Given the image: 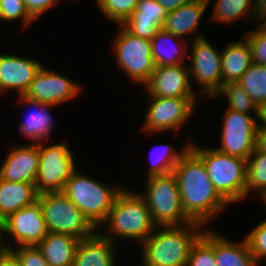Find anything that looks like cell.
<instances>
[{"instance_id":"cell-44","label":"cell","mask_w":266,"mask_h":266,"mask_svg":"<svg viewBox=\"0 0 266 266\" xmlns=\"http://www.w3.org/2000/svg\"><path fill=\"white\" fill-rule=\"evenodd\" d=\"M263 30L266 31V16L263 17L258 23H257Z\"/></svg>"},{"instance_id":"cell-39","label":"cell","mask_w":266,"mask_h":266,"mask_svg":"<svg viewBox=\"0 0 266 266\" xmlns=\"http://www.w3.org/2000/svg\"><path fill=\"white\" fill-rule=\"evenodd\" d=\"M0 266H21V263L11 250L1 248Z\"/></svg>"},{"instance_id":"cell-21","label":"cell","mask_w":266,"mask_h":266,"mask_svg":"<svg viewBox=\"0 0 266 266\" xmlns=\"http://www.w3.org/2000/svg\"><path fill=\"white\" fill-rule=\"evenodd\" d=\"M118 247L96 231L92 236L80 239L73 266H116Z\"/></svg>"},{"instance_id":"cell-13","label":"cell","mask_w":266,"mask_h":266,"mask_svg":"<svg viewBox=\"0 0 266 266\" xmlns=\"http://www.w3.org/2000/svg\"><path fill=\"white\" fill-rule=\"evenodd\" d=\"M219 147L222 153L247 160L256 148L259 119L251 114L224 109Z\"/></svg>"},{"instance_id":"cell-16","label":"cell","mask_w":266,"mask_h":266,"mask_svg":"<svg viewBox=\"0 0 266 266\" xmlns=\"http://www.w3.org/2000/svg\"><path fill=\"white\" fill-rule=\"evenodd\" d=\"M0 52V94L15 91L17 97L29 89L43 63L26 56ZM17 91V92H16Z\"/></svg>"},{"instance_id":"cell-5","label":"cell","mask_w":266,"mask_h":266,"mask_svg":"<svg viewBox=\"0 0 266 266\" xmlns=\"http://www.w3.org/2000/svg\"><path fill=\"white\" fill-rule=\"evenodd\" d=\"M191 141L190 148L203 160L207 174L217 192L229 203L245 200L246 163L240 157Z\"/></svg>"},{"instance_id":"cell-31","label":"cell","mask_w":266,"mask_h":266,"mask_svg":"<svg viewBox=\"0 0 266 266\" xmlns=\"http://www.w3.org/2000/svg\"><path fill=\"white\" fill-rule=\"evenodd\" d=\"M238 83L261 108L266 104V66L252 63Z\"/></svg>"},{"instance_id":"cell-36","label":"cell","mask_w":266,"mask_h":266,"mask_svg":"<svg viewBox=\"0 0 266 266\" xmlns=\"http://www.w3.org/2000/svg\"><path fill=\"white\" fill-rule=\"evenodd\" d=\"M255 26V29L247 30L242 36L246 38L250 45L252 62L266 66V31L258 24H255Z\"/></svg>"},{"instance_id":"cell-12","label":"cell","mask_w":266,"mask_h":266,"mask_svg":"<svg viewBox=\"0 0 266 266\" xmlns=\"http://www.w3.org/2000/svg\"><path fill=\"white\" fill-rule=\"evenodd\" d=\"M189 43L188 70L192 87L198 85L201 96L213 98L222 87L221 54L206 37ZM190 62V63H189ZM193 78V79H192ZM194 82V83H193Z\"/></svg>"},{"instance_id":"cell-8","label":"cell","mask_w":266,"mask_h":266,"mask_svg":"<svg viewBox=\"0 0 266 266\" xmlns=\"http://www.w3.org/2000/svg\"><path fill=\"white\" fill-rule=\"evenodd\" d=\"M47 229L51 233L68 234L78 239L92 236L97 229L83 213L62 193L38 195Z\"/></svg>"},{"instance_id":"cell-2","label":"cell","mask_w":266,"mask_h":266,"mask_svg":"<svg viewBox=\"0 0 266 266\" xmlns=\"http://www.w3.org/2000/svg\"><path fill=\"white\" fill-rule=\"evenodd\" d=\"M102 226L105 227L103 231L101 230ZM99 228L101 229H97V231L116 245L119 242L118 239L121 238V240L135 241L137 242L135 245L137 244L139 247L157 226L139 191L124 186L118 193L106 220Z\"/></svg>"},{"instance_id":"cell-9","label":"cell","mask_w":266,"mask_h":266,"mask_svg":"<svg viewBox=\"0 0 266 266\" xmlns=\"http://www.w3.org/2000/svg\"><path fill=\"white\" fill-rule=\"evenodd\" d=\"M39 167L35 182L38 195L62 192L76 166L75 153L66 142L39 143Z\"/></svg>"},{"instance_id":"cell-7","label":"cell","mask_w":266,"mask_h":266,"mask_svg":"<svg viewBox=\"0 0 266 266\" xmlns=\"http://www.w3.org/2000/svg\"><path fill=\"white\" fill-rule=\"evenodd\" d=\"M112 41L115 65L136 85H145L155 70L151 40L129 33L122 25Z\"/></svg>"},{"instance_id":"cell-11","label":"cell","mask_w":266,"mask_h":266,"mask_svg":"<svg viewBox=\"0 0 266 266\" xmlns=\"http://www.w3.org/2000/svg\"><path fill=\"white\" fill-rule=\"evenodd\" d=\"M48 233L41 205L36 200L10 214L0 223L1 247L10 250L16 246H36Z\"/></svg>"},{"instance_id":"cell-15","label":"cell","mask_w":266,"mask_h":266,"mask_svg":"<svg viewBox=\"0 0 266 266\" xmlns=\"http://www.w3.org/2000/svg\"><path fill=\"white\" fill-rule=\"evenodd\" d=\"M187 64L155 67L148 82L143 86L146 96L164 98L199 97L191 85ZM196 91V93L194 92Z\"/></svg>"},{"instance_id":"cell-33","label":"cell","mask_w":266,"mask_h":266,"mask_svg":"<svg viewBox=\"0 0 266 266\" xmlns=\"http://www.w3.org/2000/svg\"><path fill=\"white\" fill-rule=\"evenodd\" d=\"M139 0H98L97 9L112 23L121 25L134 12Z\"/></svg>"},{"instance_id":"cell-40","label":"cell","mask_w":266,"mask_h":266,"mask_svg":"<svg viewBox=\"0 0 266 266\" xmlns=\"http://www.w3.org/2000/svg\"><path fill=\"white\" fill-rule=\"evenodd\" d=\"M266 16V0H255L254 4V20L257 24L263 17Z\"/></svg>"},{"instance_id":"cell-20","label":"cell","mask_w":266,"mask_h":266,"mask_svg":"<svg viewBox=\"0 0 266 266\" xmlns=\"http://www.w3.org/2000/svg\"><path fill=\"white\" fill-rule=\"evenodd\" d=\"M167 15L157 0H139L133 14L121 25L132 35L151 40L163 28Z\"/></svg>"},{"instance_id":"cell-32","label":"cell","mask_w":266,"mask_h":266,"mask_svg":"<svg viewBox=\"0 0 266 266\" xmlns=\"http://www.w3.org/2000/svg\"><path fill=\"white\" fill-rule=\"evenodd\" d=\"M215 228H206L193 244L187 266H217L215 260Z\"/></svg>"},{"instance_id":"cell-30","label":"cell","mask_w":266,"mask_h":266,"mask_svg":"<svg viewBox=\"0 0 266 266\" xmlns=\"http://www.w3.org/2000/svg\"><path fill=\"white\" fill-rule=\"evenodd\" d=\"M266 191V152L257 147L248 157L246 163L245 199L251 193L258 197Z\"/></svg>"},{"instance_id":"cell-41","label":"cell","mask_w":266,"mask_h":266,"mask_svg":"<svg viewBox=\"0 0 266 266\" xmlns=\"http://www.w3.org/2000/svg\"><path fill=\"white\" fill-rule=\"evenodd\" d=\"M192 0H157V2L166 9L167 12L173 11L180 7L181 5H184L185 3H188Z\"/></svg>"},{"instance_id":"cell-27","label":"cell","mask_w":266,"mask_h":266,"mask_svg":"<svg viewBox=\"0 0 266 266\" xmlns=\"http://www.w3.org/2000/svg\"><path fill=\"white\" fill-rule=\"evenodd\" d=\"M206 1L209 6L211 0ZM254 4L255 0H215L212 7L213 10H211V16L209 17L210 19L208 21L210 23L217 22L223 26L234 25L235 22L240 19H243V22L245 19L253 21Z\"/></svg>"},{"instance_id":"cell-45","label":"cell","mask_w":266,"mask_h":266,"mask_svg":"<svg viewBox=\"0 0 266 266\" xmlns=\"http://www.w3.org/2000/svg\"><path fill=\"white\" fill-rule=\"evenodd\" d=\"M259 199L262 200L261 202L264 204L265 208H266V191L263 192L260 196Z\"/></svg>"},{"instance_id":"cell-42","label":"cell","mask_w":266,"mask_h":266,"mask_svg":"<svg viewBox=\"0 0 266 266\" xmlns=\"http://www.w3.org/2000/svg\"><path fill=\"white\" fill-rule=\"evenodd\" d=\"M256 147L266 152V125H258Z\"/></svg>"},{"instance_id":"cell-38","label":"cell","mask_w":266,"mask_h":266,"mask_svg":"<svg viewBox=\"0 0 266 266\" xmlns=\"http://www.w3.org/2000/svg\"><path fill=\"white\" fill-rule=\"evenodd\" d=\"M60 1L62 2V0H23L26 10L34 20L52 10L55 5L58 6Z\"/></svg>"},{"instance_id":"cell-26","label":"cell","mask_w":266,"mask_h":266,"mask_svg":"<svg viewBox=\"0 0 266 266\" xmlns=\"http://www.w3.org/2000/svg\"><path fill=\"white\" fill-rule=\"evenodd\" d=\"M215 260L217 266H260L245 238L235 242L218 231H215Z\"/></svg>"},{"instance_id":"cell-37","label":"cell","mask_w":266,"mask_h":266,"mask_svg":"<svg viewBox=\"0 0 266 266\" xmlns=\"http://www.w3.org/2000/svg\"><path fill=\"white\" fill-rule=\"evenodd\" d=\"M10 250L17 256L21 266H50L37 245L16 246Z\"/></svg>"},{"instance_id":"cell-6","label":"cell","mask_w":266,"mask_h":266,"mask_svg":"<svg viewBox=\"0 0 266 266\" xmlns=\"http://www.w3.org/2000/svg\"><path fill=\"white\" fill-rule=\"evenodd\" d=\"M145 180V191L139 193L145 199L156 226H181L193 222L184 212L173 172Z\"/></svg>"},{"instance_id":"cell-17","label":"cell","mask_w":266,"mask_h":266,"mask_svg":"<svg viewBox=\"0 0 266 266\" xmlns=\"http://www.w3.org/2000/svg\"><path fill=\"white\" fill-rule=\"evenodd\" d=\"M8 150L0 161V178L15 183H35L39 167L38 144L13 145Z\"/></svg>"},{"instance_id":"cell-18","label":"cell","mask_w":266,"mask_h":266,"mask_svg":"<svg viewBox=\"0 0 266 266\" xmlns=\"http://www.w3.org/2000/svg\"><path fill=\"white\" fill-rule=\"evenodd\" d=\"M207 8L206 0H192L185 3L177 9L168 12L163 29L187 41L191 38L192 41L204 38L199 29L202 16L206 13L205 10Z\"/></svg>"},{"instance_id":"cell-43","label":"cell","mask_w":266,"mask_h":266,"mask_svg":"<svg viewBox=\"0 0 266 266\" xmlns=\"http://www.w3.org/2000/svg\"><path fill=\"white\" fill-rule=\"evenodd\" d=\"M258 125H266V104L260 108V118Z\"/></svg>"},{"instance_id":"cell-4","label":"cell","mask_w":266,"mask_h":266,"mask_svg":"<svg viewBox=\"0 0 266 266\" xmlns=\"http://www.w3.org/2000/svg\"><path fill=\"white\" fill-rule=\"evenodd\" d=\"M122 185L121 183L106 185L81 173L77 168L66 182L62 193L96 229H99L106 220L118 193L123 189Z\"/></svg>"},{"instance_id":"cell-34","label":"cell","mask_w":266,"mask_h":266,"mask_svg":"<svg viewBox=\"0 0 266 266\" xmlns=\"http://www.w3.org/2000/svg\"><path fill=\"white\" fill-rule=\"evenodd\" d=\"M0 14L1 22L10 24L18 19L21 20L23 29L35 22L26 10L23 0H0Z\"/></svg>"},{"instance_id":"cell-10","label":"cell","mask_w":266,"mask_h":266,"mask_svg":"<svg viewBox=\"0 0 266 266\" xmlns=\"http://www.w3.org/2000/svg\"><path fill=\"white\" fill-rule=\"evenodd\" d=\"M148 97L145 118L141 131L151 136L164 132H173L176 135L180 128L194 116L197 107V97L164 98ZM149 133V134H148Z\"/></svg>"},{"instance_id":"cell-3","label":"cell","mask_w":266,"mask_h":266,"mask_svg":"<svg viewBox=\"0 0 266 266\" xmlns=\"http://www.w3.org/2000/svg\"><path fill=\"white\" fill-rule=\"evenodd\" d=\"M205 230L206 227L197 222L157 226L139 247L140 266H187L190 250Z\"/></svg>"},{"instance_id":"cell-19","label":"cell","mask_w":266,"mask_h":266,"mask_svg":"<svg viewBox=\"0 0 266 266\" xmlns=\"http://www.w3.org/2000/svg\"><path fill=\"white\" fill-rule=\"evenodd\" d=\"M22 105L31 107L26 113L23 120L19 124V132L24 135L29 144L48 143L52 138L53 126L55 121L53 115L48 111L55 105H46L35 100H31L24 95H20L18 100ZM30 111V112H29ZM31 141V142H30Z\"/></svg>"},{"instance_id":"cell-28","label":"cell","mask_w":266,"mask_h":266,"mask_svg":"<svg viewBox=\"0 0 266 266\" xmlns=\"http://www.w3.org/2000/svg\"><path fill=\"white\" fill-rule=\"evenodd\" d=\"M191 140L186 142L182 149L179 151L173 145L160 144L153 147V152H150L149 162L150 165L146 169L147 174L145 178L150 176L164 175L173 172L174 167L177 165L182 156L190 148Z\"/></svg>"},{"instance_id":"cell-23","label":"cell","mask_w":266,"mask_h":266,"mask_svg":"<svg viewBox=\"0 0 266 266\" xmlns=\"http://www.w3.org/2000/svg\"><path fill=\"white\" fill-rule=\"evenodd\" d=\"M189 42L165 31L163 28L151 39L152 57L155 67L186 64Z\"/></svg>"},{"instance_id":"cell-24","label":"cell","mask_w":266,"mask_h":266,"mask_svg":"<svg viewBox=\"0 0 266 266\" xmlns=\"http://www.w3.org/2000/svg\"><path fill=\"white\" fill-rule=\"evenodd\" d=\"M37 197L35 183H15L0 178V223L10 214L33 204Z\"/></svg>"},{"instance_id":"cell-29","label":"cell","mask_w":266,"mask_h":266,"mask_svg":"<svg viewBox=\"0 0 266 266\" xmlns=\"http://www.w3.org/2000/svg\"><path fill=\"white\" fill-rule=\"evenodd\" d=\"M218 97L226 99L228 103L225 108L226 110L253 114L258 119L260 118L259 106L250 98L238 82L224 83L220 91L210 100H216Z\"/></svg>"},{"instance_id":"cell-1","label":"cell","mask_w":266,"mask_h":266,"mask_svg":"<svg viewBox=\"0 0 266 266\" xmlns=\"http://www.w3.org/2000/svg\"><path fill=\"white\" fill-rule=\"evenodd\" d=\"M173 173L185 214L193 222L210 228L212 220L224 212L229 203L215 189L203 160L189 148L174 167Z\"/></svg>"},{"instance_id":"cell-35","label":"cell","mask_w":266,"mask_h":266,"mask_svg":"<svg viewBox=\"0 0 266 266\" xmlns=\"http://www.w3.org/2000/svg\"><path fill=\"white\" fill-rule=\"evenodd\" d=\"M249 245L250 251L258 264L266 260V218L244 237Z\"/></svg>"},{"instance_id":"cell-14","label":"cell","mask_w":266,"mask_h":266,"mask_svg":"<svg viewBox=\"0 0 266 266\" xmlns=\"http://www.w3.org/2000/svg\"><path fill=\"white\" fill-rule=\"evenodd\" d=\"M47 67L43 65L40 68L24 96L46 105L58 107L61 103L73 100L82 93L80 83L70 80L69 76L67 77L61 72L51 70L49 66Z\"/></svg>"},{"instance_id":"cell-25","label":"cell","mask_w":266,"mask_h":266,"mask_svg":"<svg viewBox=\"0 0 266 266\" xmlns=\"http://www.w3.org/2000/svg\"><path fill=\"white\" fill-rule=\"evenodd\" d=\"M79 241L72 235L49 232L37 246L50 266H73Z\"/></svg>"},{"instance_id":"cell-22","label":"cell","mask_w":266,"mask_h":266,"mask_svg":"<svg viewBox=\"0 0 266 266\" xmlns=\"http://www.w3.org/2000/svg\"><path fill=\"white\" fill-rule=\"evenodd\" d=\"M252 63L251 48L244 36L227 43L221 54L222 85L238 82Z\"/></svg>"}]
</instances>
